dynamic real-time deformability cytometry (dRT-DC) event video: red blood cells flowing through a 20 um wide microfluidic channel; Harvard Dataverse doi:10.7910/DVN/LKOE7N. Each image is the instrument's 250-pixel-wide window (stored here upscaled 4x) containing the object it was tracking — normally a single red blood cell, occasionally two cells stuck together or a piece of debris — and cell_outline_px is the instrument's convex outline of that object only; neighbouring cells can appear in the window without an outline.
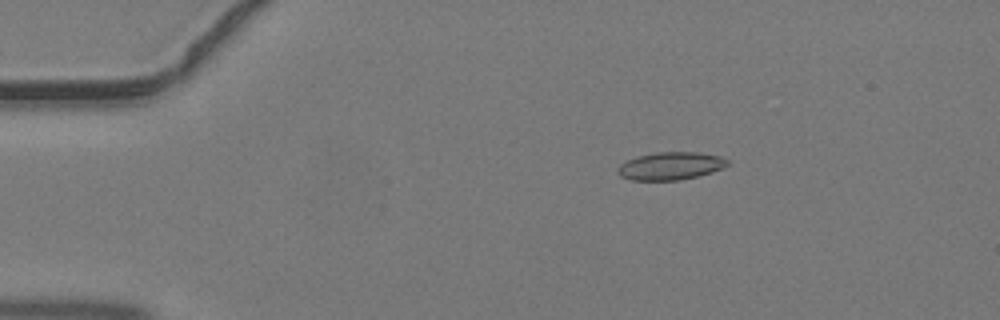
{"species": "common noctule bat (a hibernating species)", "species_latin": "Nyctalus noctula", "temperature_condition": "warm", "stored_images_in_passage": 24, "camera_frame_rate_fps": 3000, "um_per_image_px": 0.085, "animal": {"sex": "male", "body_mass_g": 19.2, "forearm_length_mm": 51.8}, "frame": {"image": 1, "passage_image": 7, "time_ms": 2.0, "image_size_px": [1000, 320], "cell_outline_px": [[728, 164], [724, 168], [700, 176], [680, 180], [632, 180], [620, 176], [616, 172], [616, 168], [620, 164], [636, 156], [656, 152], [696, 152], [720, 156], [728, 160]], "centroid_in_image_um": [56.99, 14.11], "position_along_channel_um": 28.0, "area_um2": 17.92}}
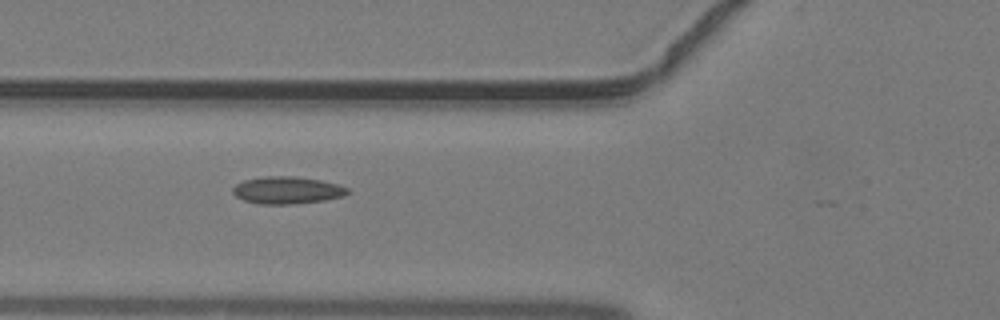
{"frame": {"image": 2, "passage_image": 16, "time_ms": 5.0, "image_size_px": [1000, 320], "cell_outline_px": [[348, 192], [344, 196], [324, 200], [292, 204], [260, 204], [244, 200], [236, 196], [232, 192], [232, 188], [236, 184], [244, 180], [264, 176], [296, 176], [320, 180], [336, 184], [348, 188]], "centroid_in_image_um": [24.38, 16.16], "position_along_channel_um": 101.4, "area_um2": 18.15}}
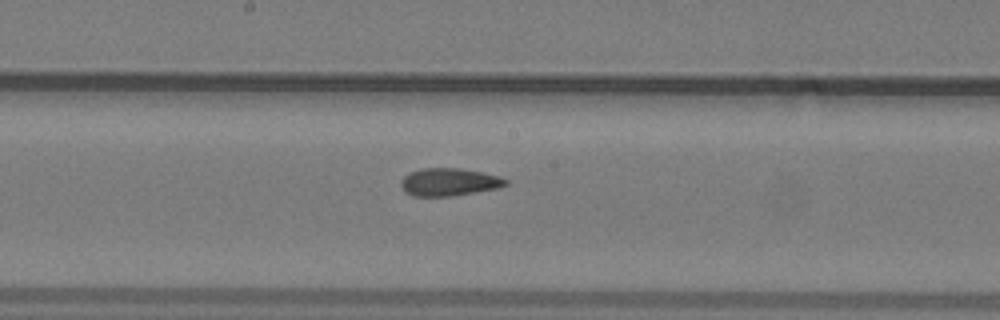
{"frame": {"image": 3, "passage_image": 23, "time_ms": 7.333, "image_size_px": [1000, 320], "cell_outline_px": [[508, 184], [500, 188], [452, 196], [412, 196], [404, 192], [400, 184], [400, 180], [404, 176], [412, 172], [424, 168], [460, 168], [500, 176], [508, 180]], "centroid_in_image_um": [38.18, 15.48], "position_along_channel_um": 210.0, "area_um2": 16.99}}